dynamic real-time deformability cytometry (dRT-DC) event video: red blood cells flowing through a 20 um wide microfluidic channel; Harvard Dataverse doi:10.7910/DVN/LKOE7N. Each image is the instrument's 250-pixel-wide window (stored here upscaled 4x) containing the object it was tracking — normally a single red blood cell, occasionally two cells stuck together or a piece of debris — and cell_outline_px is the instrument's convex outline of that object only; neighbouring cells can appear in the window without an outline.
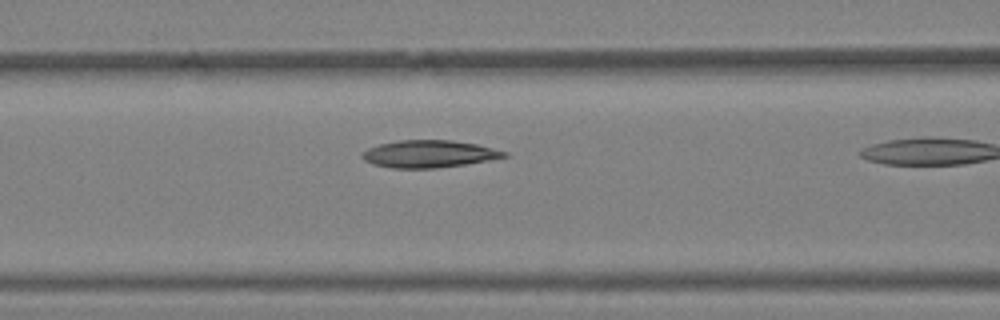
{"species": "Egyptian fruit bat (a non-hibernating species)", "species_latin": "Rousettus aegyptiacus", "temperature_condition": "warm", "stored_images_in_passage": 11, "camera_frame_rate_fps": 3000, "um_per_image_px": 0.085, "animal": {"sex": "female"}, "frame": {"image": 1, "passage_image": 10, "time_ms": 3.0, "image_size_px": [1000, 320], "cell_outline_px": [[508, 156], [488, 160], [464, 164], [436, 168], [392, 168], [372, 164], [364, 160], [360, 156], [368, 148], [380, 144], [400, 140], [452, 140], [476, 144], [508, 152]], "centroid_in_image_um": [36.45, 13.08], "position_along_channel_um": 130.2, "area_um2": 22.43}}